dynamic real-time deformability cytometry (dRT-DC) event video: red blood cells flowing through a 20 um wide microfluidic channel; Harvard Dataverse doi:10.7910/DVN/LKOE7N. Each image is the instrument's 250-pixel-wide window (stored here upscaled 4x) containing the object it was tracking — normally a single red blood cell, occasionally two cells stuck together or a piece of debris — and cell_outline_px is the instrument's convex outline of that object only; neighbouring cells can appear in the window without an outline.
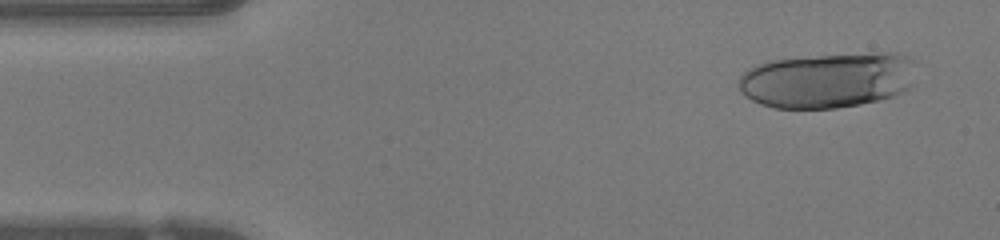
{"species": "human", "species_latin": "Homo sapiens", "temperature_condition": "warm", "stored_images_in_passage": 23, "camera_frame_rate_fps": 3000, "um_per_image_px": 0.085, "donor": {"sex": "female"}, "frame": {"image": 1, "passage_image": 3, "time_ms": 0.667, "image_size_px": [1000, 240], "cell_outline_px": [[916, 60], [912, 84], [904, 92], [880, 100], [860, 104], [836, 108], [776, 108], [760, 104], [744, 96], [740, 92], [736, 84], [740, 76], [748, 68], [772, 60], [820, 56], [884, 52], [896, 52], [908, 56]], "centroid_in_image_um": [70.37, 6.82], "position_along_channel_um": 14.6, "area_um2": 57.63}}
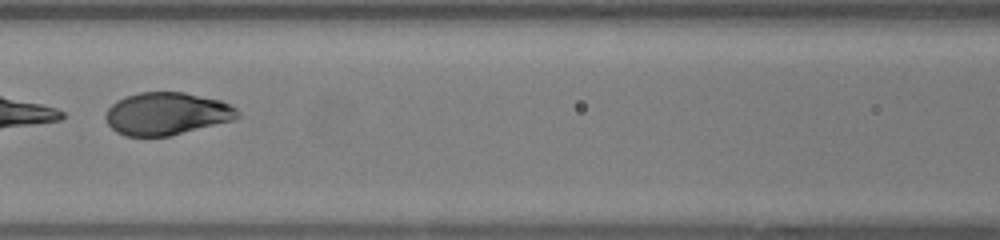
{"frame": {"image": 2, "passage_image": 20, "time_ms": 6.333, "image_size_px": [1000, 240], "cell_outline_px": [[240, 116], [236, 120], [168, 136], [124, 136], [116, 132], [108, 124], [104, 116], [108, 108], [116, 100], [124, 96], [140, 92], [184, 92], [220, 100], [236, 108], [240, 112]], "centroid_in_image_um": [14.17, 9.66], "position_along_channel_um": 152.4, "area_um2": 32.95}}